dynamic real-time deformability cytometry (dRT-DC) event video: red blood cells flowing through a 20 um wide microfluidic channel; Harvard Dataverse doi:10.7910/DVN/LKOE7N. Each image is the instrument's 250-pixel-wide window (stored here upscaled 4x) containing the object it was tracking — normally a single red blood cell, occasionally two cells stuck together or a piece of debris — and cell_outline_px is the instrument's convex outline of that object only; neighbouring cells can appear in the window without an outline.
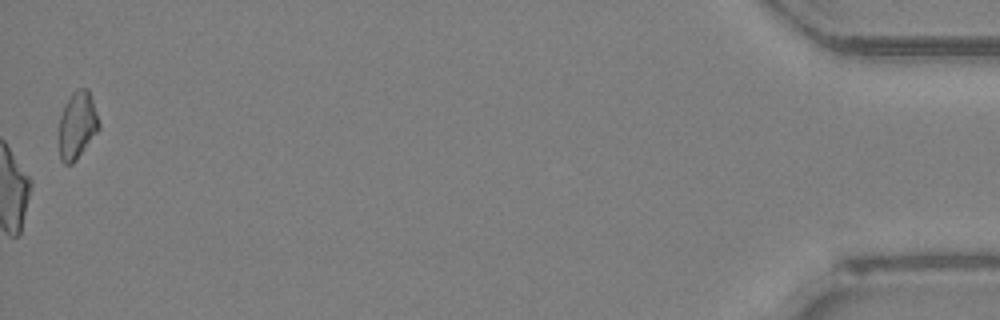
{"species": "Egyptian fruit bat (a non-hibernating species)", "species_latin": "Rousettus aegyptiacus", "temperature_condition": "room temperature", "stored_images_in_passage": 49, "camera_frame_rate_fps": 3000, "um_per_image_px": 0.085, "animal": {"sex": "female"}, "frame": {"image": 1, "passage_image": 49, "time_ms": 16.0, "image_size_px": [1000, 320], "cell_outline_px": [[100, 128], [76, 160], [72, 164], [64, 164], [60, 160], [60, 116], [64, 104], [72, 92], [80, 88], [88, 88], [100, 124]], "centroid_in_image_um": [6.56, 10.64], "position_along_channel_um": 428.6, "area_um2": 15.49}, "authors_computed_cell_mechanics": {"area_um2": 22.4842, "velocity_mm_per_s": 4.2102, "shape_relaxation_time_tau1_ms": null, "shape_relaxation_time_tau2_ms": 5.4219, "deformation_change_tau1": null, "deformation_change_tau2": 0.162}}